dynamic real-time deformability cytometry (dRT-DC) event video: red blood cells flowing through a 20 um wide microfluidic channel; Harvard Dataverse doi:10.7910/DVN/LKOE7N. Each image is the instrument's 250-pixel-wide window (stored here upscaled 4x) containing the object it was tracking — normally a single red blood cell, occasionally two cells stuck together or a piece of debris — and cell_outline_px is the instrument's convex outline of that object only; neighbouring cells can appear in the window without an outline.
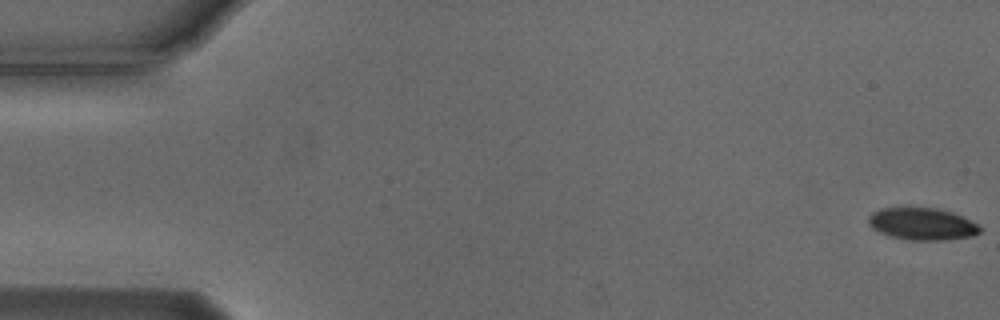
{"species": "Egyptian fruit bat (a non-hibernating species)", "species_latin": "Rousettus aegyptiacus", "temperature_condition": "cold", "stored_images_in_passage": 55, "camera_frame_rate_fps": 3000, "um_per_image_px": 0.085, "animal": {"sex": "male"}, "frame": {"image": 1, "passage_image": 1, "time_ms": 0.0, "image_size_px": [1000, 320], "cell_outline_px": [[980, 232], [972, 236], [940, 240], [912, 240], [892, 236], [880, 232], [872, 228], [868, 224], [868, 216], [872, 212], [880, 208], [908, 204], [936, 208], [952, 212], [964, 216], [976, 224], [980, 228]], "centroid_in_image_um": [78.32, 18.97], "position_along_channel_um": 6.7, "area_um2": 21.5}}
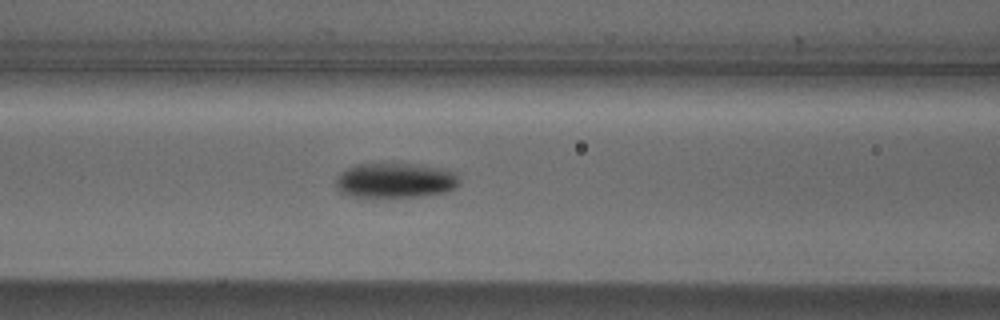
{"frame": {"image": 2, "passage_image": 23, "time_ms": 7.333, "image_size_px": [1000, 320], "cell_outline_px": [[460, 180], [456, 188], [448, 192], [420, 196], [352, 196], [340, 192], [336, 188], [336, 176], [340, 172], [356, 164], [420, 164], [452, 172]], "centroid_in_image_um": [33.57, 15.33], "position_along_channel_um": 133.0, "area_um2": 24.85}}
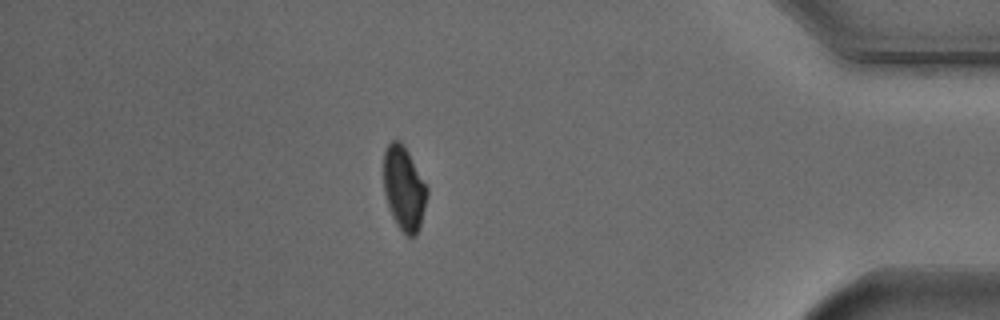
{"frame": {"image": 3, "passage_image": 48, "time_ms": 15.667, "image_size_px": [1000, 320], "cell_outline_px": [[428, 192], [420, 228], [416, 236], [408, 236], [396, 224], [392, 216], [384, 192], [384, 148], [392, 140], [400, 140], [404, 144], [428, 188]], "centroid_in_image_um": [34.34, 15.99], "position_along_channel_um": 400.9, "area_um2": 21.27}, "authors_computed_cell_mechanics": {"area_um2": 22.7154, "velocity_mm_per_s": 3.7367, "shape_relaxation_time_tau1_ms": 10.2384, "shape_relaxation_time_tau2_ms": null, "deformation_change_tau1": 0.2004, "deformation_change_tau2": null}}